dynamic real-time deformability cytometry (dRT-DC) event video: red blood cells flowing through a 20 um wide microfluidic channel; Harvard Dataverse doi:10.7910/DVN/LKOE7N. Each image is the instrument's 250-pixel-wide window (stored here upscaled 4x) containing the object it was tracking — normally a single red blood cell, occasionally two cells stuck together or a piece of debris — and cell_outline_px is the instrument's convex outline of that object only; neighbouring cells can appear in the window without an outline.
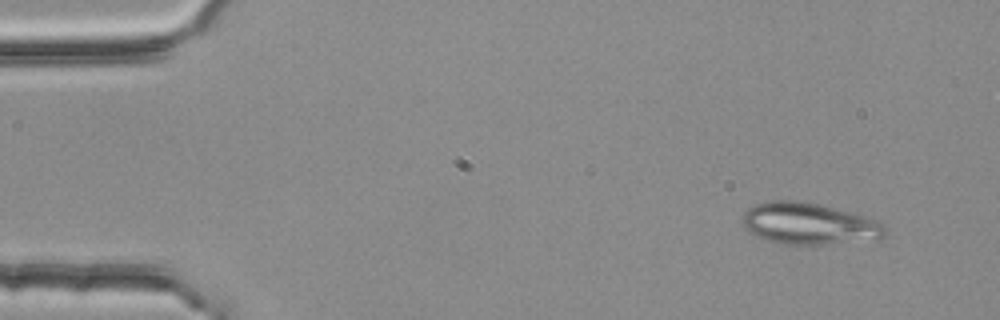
{"species": "common noctule bat (a hibernating species)", "species_latin": "Nyctalus noctula", "temperature_condition": "room temperature", "stored_images_in_passage": 3, "camera_frame_rate_fps": 3000, "um_per_image_px": 0.085, "animal": {"sex": "female", "body_mass_g": 25.1}, "frame": {"image": 1, "passage_image": 1, "time_ms": 0.0, "image_size_px": [1000, 320], "cell_outline_px": [[888, 232], [884, 236], [876, 240], [824, 244], [784, 244], [768, 240], [756, 236], [748, 232], [744, 224], [744, 212], [748, 208], [756, 204], [768, 200], [800, 200], [868, 216], [884, 224], [888, 228]], "centroid_in_image_um": [68.82, 19.01], "position_along_channel_um": 16.2, "area_um2": 34.8}}